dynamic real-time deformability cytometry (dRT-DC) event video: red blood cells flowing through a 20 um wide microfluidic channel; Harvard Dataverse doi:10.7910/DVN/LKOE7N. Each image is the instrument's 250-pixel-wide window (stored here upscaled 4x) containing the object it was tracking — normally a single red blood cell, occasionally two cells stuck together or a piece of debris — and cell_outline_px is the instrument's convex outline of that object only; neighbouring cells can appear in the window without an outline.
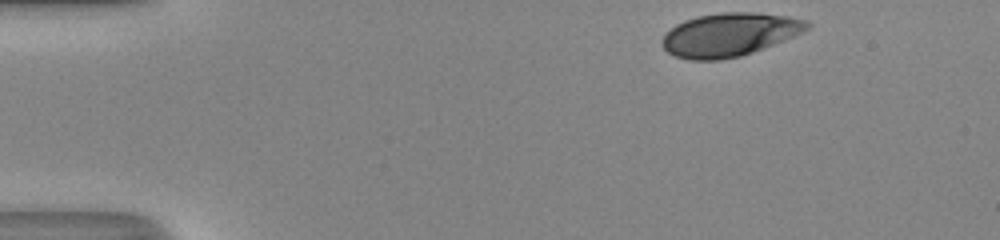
{"species": "human", "species_latin": "Homo sapiens", "temperature_condition": "room temperature", "stored_images_in_passage": 36, "camera_frame_rate_fps": 3000, "um_per_image_px": 0.085, "donor": {"sex": "male"}, "frame": {"image": 1, "passage_image": 1, "time_ms": 0.0, "image_size_px": [1000, 240], "cell_outline_px": [[812, 24], [808, 28], [792, 36], [752, 52], [740, 56], [720, 60], [688, 60], [676, 56], [668, 52], [660, 44], [660, 40], [676, 24], [684, 20], [696, 16], [720, 12], [756, 12], [788, 16], [808, 20]], "centroid_in_image_um": [61.97, 2.93], "position_along_channel_um": 23.0, "area_um2": 36.47}}
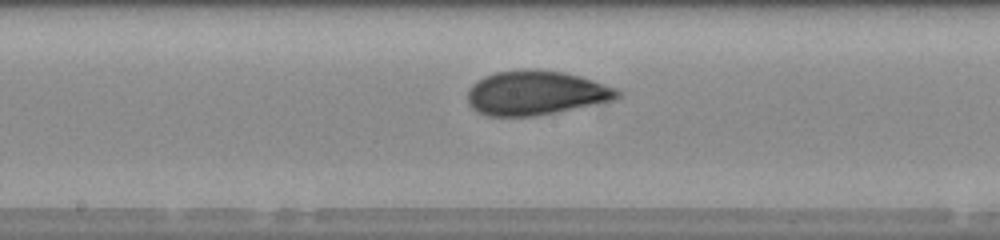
{"frame": {"image": 2, "passage_image": 21, "time_ms": 6.667, "image_size_px": [1000, 240], "cell_outline_px": [[620, 96], [616, 100], [536, 116], [484, 116], [476, 112], [468, 104], [468, 88], [472, 84], [484, 76], [496, 72], [564, 72], [580, 76], [616, 88], [620, 92]], "centroid_in_image_um": [45.53, 7.95], "position_along_channel_um": 202.7, "area_um2": 37.97}}
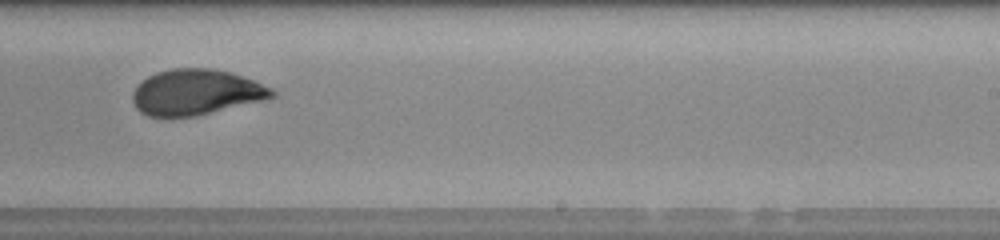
{"frame": {"image": 3, "passage_image": 26, "time_ms": 8.333, "image_size_px": [1000, 240], "cell_outline_px": [[276, 96], [268, 100], [196, 116], [148, 116], [140, 112], [136, 108], [132, 100], [132, 92], [148, 76], [156, 72], [172, 68], [212, 68], [228, 72], [252, 80], [272, 88], [276, 92]], "centroid_in_image_um": [16.69, 7.85], "position_along_channel_um": 272.3, "area_um2": 37.11}, "authors_computed_cell_mechanics": {"area_um2": 37.8301, "velocity_mm_per_s": 4.19, "shape_relaxation_time_tau1_ms": 6.049, "shape_relaxation_time_tau2_ms": 0.8636, "deformation_change_tau1": 0.1945, "deformation_change_tau2": 0.0478}}